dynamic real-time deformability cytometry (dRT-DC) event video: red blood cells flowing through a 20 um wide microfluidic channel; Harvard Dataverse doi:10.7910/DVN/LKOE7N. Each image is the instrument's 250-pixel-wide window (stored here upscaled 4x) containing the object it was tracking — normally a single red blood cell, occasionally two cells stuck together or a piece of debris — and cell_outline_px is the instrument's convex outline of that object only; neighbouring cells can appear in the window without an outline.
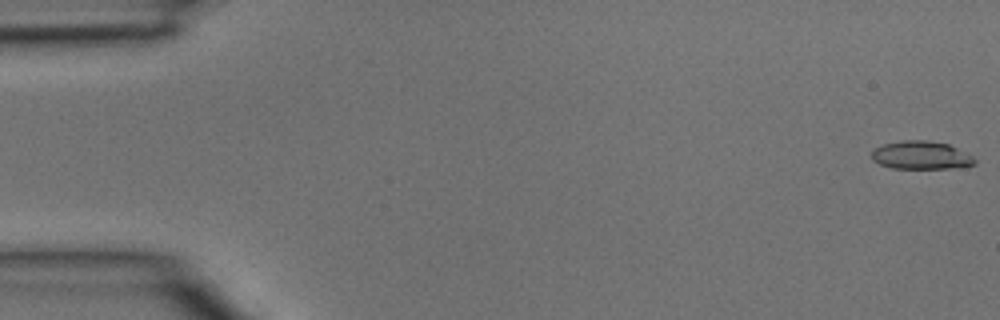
{"species": "common noctule bat (a hibernating species)", "species_latin": "Nyctalus noctula", "temperature_condition": "room temperature", "stored_images_in_passage": 39, "camera_frame_rate_fps": 3000, "um_per_image_px": 0.085, "animal": {"sex": "male", "body_mass_g": 15.6}, "frame": {"image": 1, "passage_image": 1, "time_ms": 0.0, "image_size_px": [1000, 320], "cell_outline_px": [[976, 164], [948, 168], [892, 168], [880, 164], [872, 160], [872, 152], [876, 148], [884, 144], [904, 140], [928, 140], [948, 144], [972, 156], [976, 160]], "centroid_in_image_um": [78.28, 13.19], "position_along_channel_um": 6.7, "area_um2": 16.65}}
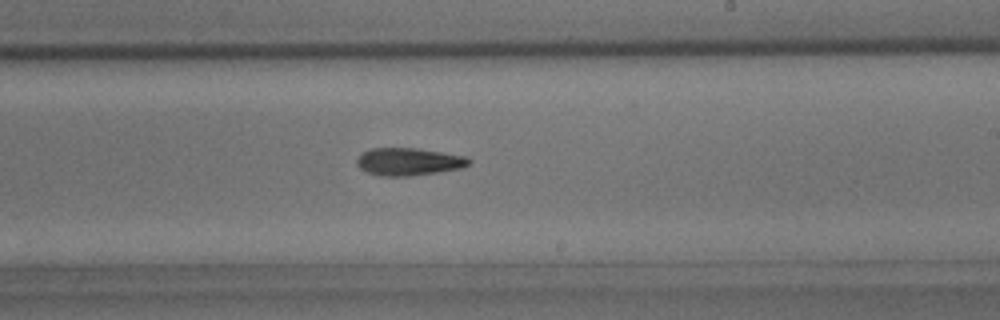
{"frame": {"image": 2, "passage_image": 24, "time_ms": 7.667, "image_size_px": [1000, 320], "cell_outline_px": [[472, 160], [468, 164], [460, 168], [412, 176], [380, 176], [368, 172], [360, 168], [356, 164], [356, 160], [364, 152], [372, 148], [416, 148], [468, 156]], "centroid_in_image_um": [34.75, 13.74], "position_along_channel_um": 254.3, "area_um2": 17.92}}
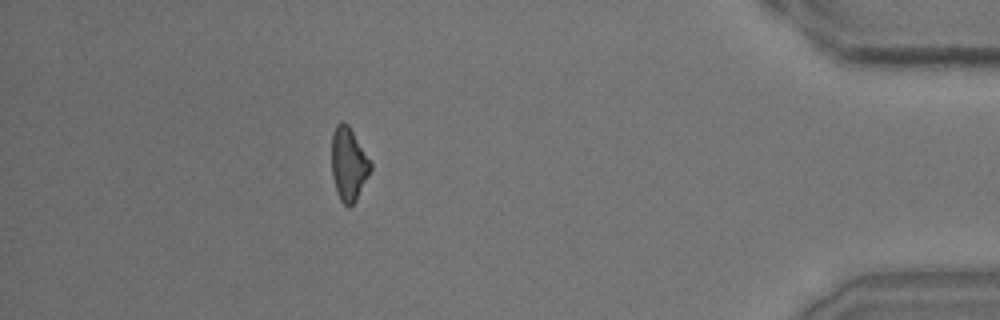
{"frame": {"image": 3, "passage_image": 36, "time_ms": 11.667, "image_size_px": [1000, 320], "cell_outline_px": [[372, 168], [356, 200], [348, 208], [340, 200], [332, 176], [332, 132], [336, 124], [340, 120], [348, 124], [372, 164]], "centroid_in_image_um": [29.62, 13.93], "position_along_channel_um": 405.6, "area_um2": 16.47}}